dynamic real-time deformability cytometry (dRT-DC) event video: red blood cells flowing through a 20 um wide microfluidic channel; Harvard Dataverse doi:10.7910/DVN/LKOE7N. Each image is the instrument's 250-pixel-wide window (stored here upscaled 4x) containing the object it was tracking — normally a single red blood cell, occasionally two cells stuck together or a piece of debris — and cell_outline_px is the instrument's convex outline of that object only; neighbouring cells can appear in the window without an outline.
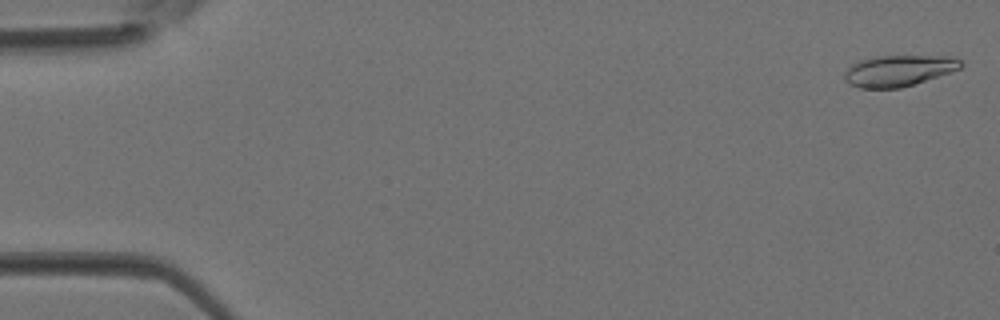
{"species": "Egyptian fruit bat (a non-hibernating species)", "species_latin": "Rousettus aegyptiacus", "temperature_condition": "room temperature", "stored_images_in_passage": 7, "camera_frame_rate_fps": 3000, "um_per_image_px": 0.085, "animal": {"sex": "female"}, "frame": {"image": 1, "passage_image": 1, "time_ms": 0.0, "image_size_px": [1000, 320], "cell_outline_px": [[964, 64], [960, 68], [900, 88], [860, 88], [848, 84], [844, 80], [844, 72], [852, 64], [860, 60], [880, 56], [948, 56], [960, 60]], "centroid_in_image_um": [76.32, 6.0], "position_along_channel_um": 8.7, "area_um2": 20.75}}
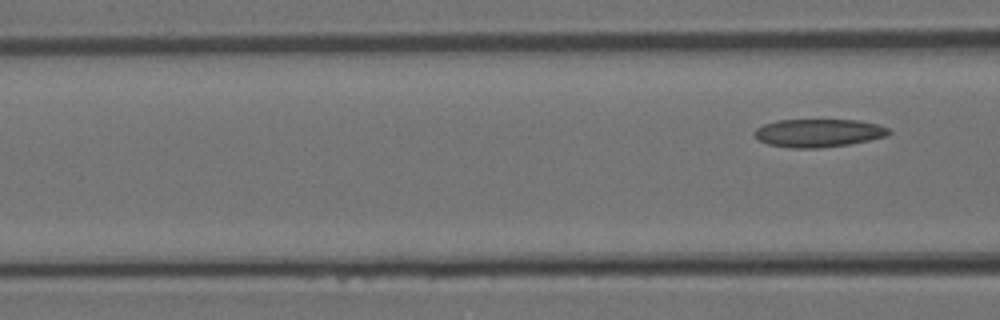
{"frame": {"image": 2, "passage_image": 7, "time_ms": 2.0, "image_size_px": [1000, 320], "cell_outline_px": [[892, 132], [888, 136], [848, 144], [820, 148], [792, 148], [768, 144], [760, 140], [752, 132], [756, 128], [764, 124], [776, 120], [856, 120], [876, 124], [888, 128]], "centroid_in_image_um": [69.56, 11.3], "position_along_channel_um": 97.0, "area_um2": 21.91}}